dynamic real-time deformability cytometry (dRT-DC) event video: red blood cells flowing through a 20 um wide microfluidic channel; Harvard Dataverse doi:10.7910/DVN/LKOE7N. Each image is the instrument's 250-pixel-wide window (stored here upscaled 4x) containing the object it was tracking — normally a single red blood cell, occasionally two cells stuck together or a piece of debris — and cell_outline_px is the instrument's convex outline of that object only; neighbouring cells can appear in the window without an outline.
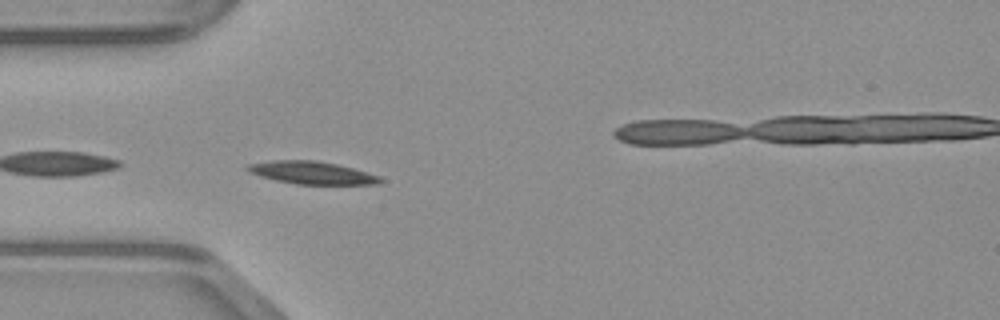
{"species": "common noctule bat (a hibernating species)", "species_latin": "Nyctalus noctula", "temperature_condition": "warm", "stored_images_in_passage": 46, "camera_frame_rate_fps": 3000, "um_per_image_px": 0.085, "animal": {"sex": "male", "body_mass_g": 23.1, "forearm_length_mm": 52.7}, "frame": {"image": 1, "passage_image": 14, "time_ms": 4.333, "image_size_px": [1000, 320], "cell_outline_px": [[384, 180], [380, 184], [296, 184], [276, 180], [260, 176], [244, 168], [248, 164], [272, 160], [312, 160], [336, 164], [352, 168], [380, 176]], "centroid_in_image_um": [26.52, 14.68], "position_along_channel_um": 58.5, "area_um2": 17.34}}
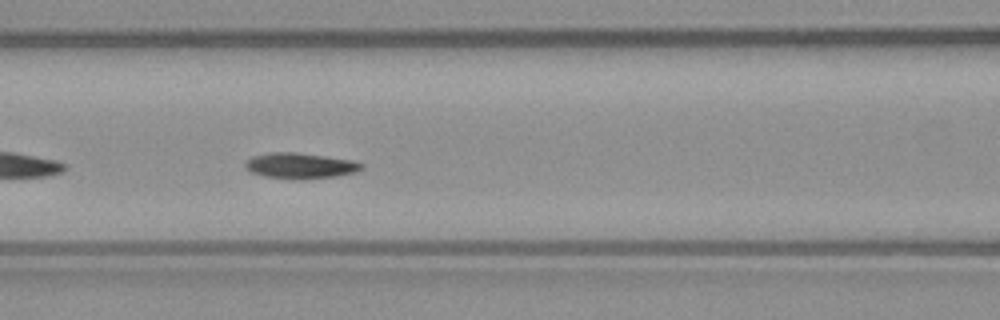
{"frame": {"image": 2, "passage_image": 20, "time_ms": 6.333, "image_size_px": [1000, 320], "cell_outline_px": [[364, 168], [356, 172], [336, 176], [300, 180], [264, 176], [248, 172], [244, 168], [244, 164], [252, 156], [272, 152], [296, 152], [352, 160], [364, 164]], "centroid_in_image_um": [25.5, 14.09], "position_along_channel_um": 141.1, "area_um2": 17.57}}